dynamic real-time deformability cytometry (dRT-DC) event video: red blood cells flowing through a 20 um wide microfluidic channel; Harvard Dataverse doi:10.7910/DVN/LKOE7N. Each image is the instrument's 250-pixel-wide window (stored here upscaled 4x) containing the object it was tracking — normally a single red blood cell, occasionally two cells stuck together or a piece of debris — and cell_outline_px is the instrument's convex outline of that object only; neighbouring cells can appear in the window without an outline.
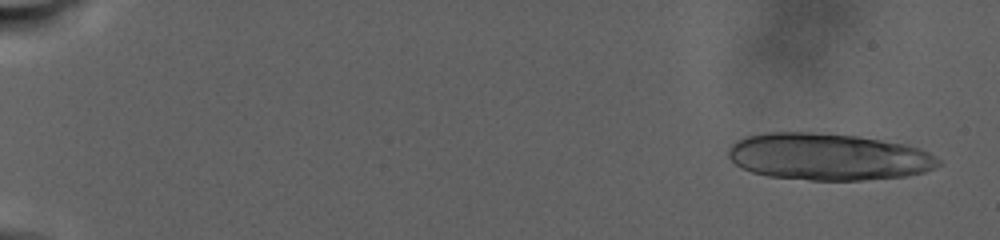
{"species": "human", "species_latin": "Homo sapiens", "temperature_condition": "warm", "stored_images_in_passage": 38, "camera_frame_rate_fps": 3000, "um_per_image_px": 0.085, "donor": {"sex": "male"}, "frame": {"image": 1, "passage_image": 2, "time_ms": 1.0, "image_size_px": [1000, 240], "cell_outline_px": [[940, 164], [924, 172], [904, 176], [864, 180], [808, 180], [768, 176], [752, 172], [740, 168], [728, 156], [728, 148], [736, 140], [744, 136], [764, 132], [812, 132], [860, 136], [904, 144], [928, 152], [936, 156], [940, 160]], "centroid_in_image_um": [70.35, 13.32], "position_along_channel_um": 14.7, "area_um2": 57.63}}
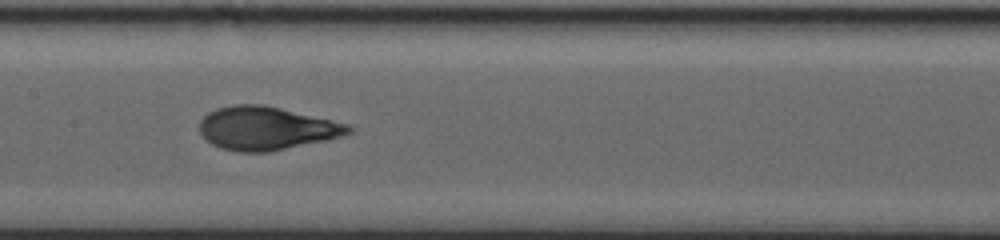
{"frame": {"image": 2, "passage_image": 21, "time_ms": 17.667, "image_size_px": [1000, 240], "cell_outline_px": [[352, 132], [344, 136], [328, 140], [268, 152], [240, 152], [220, 148], [212, 144], [200, 132], [200, 120], [208, 112], [216, 108], [232, 104], [264, 104], [352, 124]], "centroid_in_image_um": [22.68, 10.89], "position_along_channel_um": 184.7, "area_um2": 37.97}}
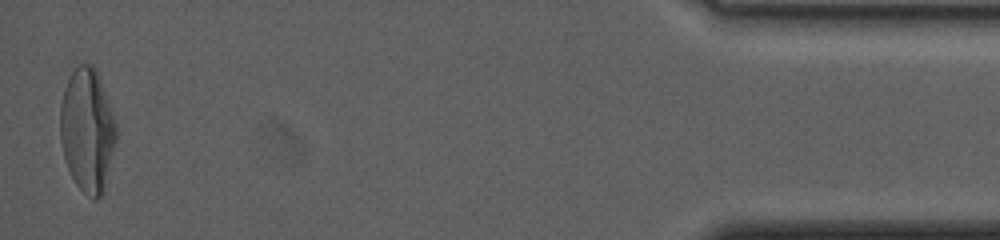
{"frame": {"image": 3, "passage_image": 38, "time_ms": 32.0, "image_size_px": [1000, 240], "cell_outline_px": [[116, 140], [104, 192], [96, 200], [92, 200], [76, 184], [68, 168], [64, 156], [60, 140], [60, 104], [64, 88], [72, 72], [80, 64], [92, 64], [96, 68], [112, 112], [116, 124]], "centroid_in_image_um": [7.42, 11.08], "position_along_channel_um": 427.8, "area_um2": 40.23}, "authors_computed_cell_mechanics": {"area_um2": 37.57, "velocity_mm_per_s": 2.2012, "shape_relaxation_time_tau1_ms": 7.5984, "shape_relaxation_time_tau2_ms": null, "deformation_change_tau1": 0.2517, "deformation_change_tau2": null}}